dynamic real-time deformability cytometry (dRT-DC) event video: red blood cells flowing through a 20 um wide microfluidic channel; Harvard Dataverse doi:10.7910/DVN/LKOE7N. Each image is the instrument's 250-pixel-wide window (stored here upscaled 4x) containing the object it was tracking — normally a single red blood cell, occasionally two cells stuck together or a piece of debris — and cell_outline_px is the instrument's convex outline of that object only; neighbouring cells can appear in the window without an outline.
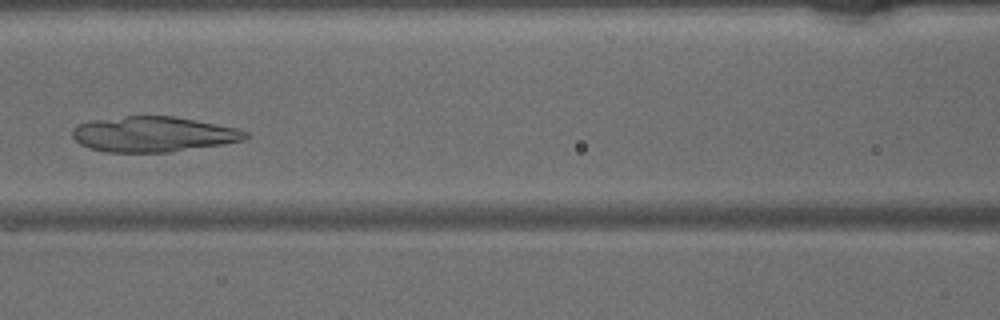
{"species": "common noctule bat (a hibernating species)", "species_latin": "Nyctalus noctula", "temperature_condition": "warm", "stored_images_in_passage": 46, "camera_frame_rate_fps": 3000, "um_per_image_px": 0.085, "animal": {"sex": "male", "body_mass_g": 15.6}, "frame": {"image": 1, "passage_image": 20, "time_ms": 6.333, "image_size_px": [1000, 320], "cell_outline_px": [[252, 136], [244, 140], [224, 144], [172, 152], [108, 152], [88, 148], [80, 144], [72, 136], [72, 128], [76, 124], [88, 120], [124, 116], [172, 116], [216, 124], [236, 128], [248, 132]], "centroid_in_image_um": [13.01, 11.41], "position_along_channel_um": 153.6, "area_um2": 35.95}}
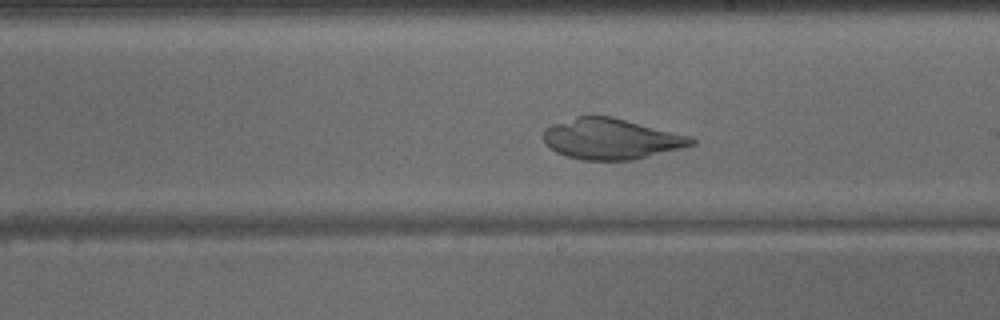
{"frame": {"image": 2, "passage_image": 26, "time_ms": 8.333, "image_size_px": [1000, 320], "cell_outline_px": [[696, 144], [632, 160], [580, 160], [556, 152], [544, 144], [544, 128], [552, 124], [576, 116], [612, 116], [692, 136], [696, 140]], "centroid_in_image_um": [51.94, 11.8], "position_along_channel_um": 237.1, "area_um2": 35.2}}
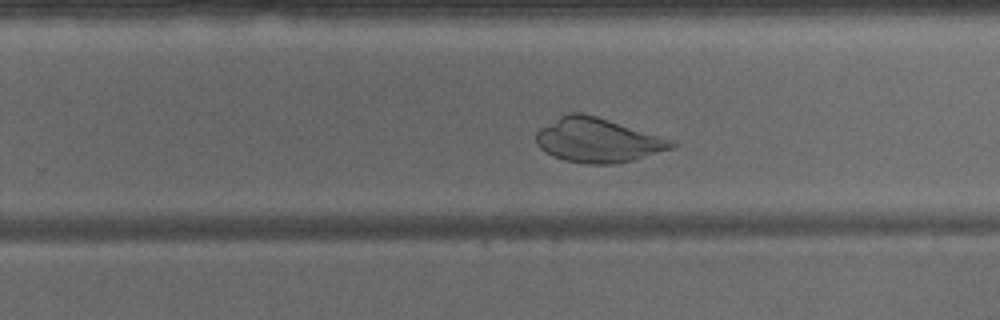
{"frame": {"image": 3, "passage_image": 29, "time_ms": 9.333, "image_size_px": [1000, 320], "cell_outline_px": [[680, 144], [672, 148], [632, 160], [616, 164], [584, 164], [564, 160], [552, 156], [544, 152], [536, 144], [536, 132], [540, 128], [560, 116], [568, 112], [580, 112], [596, 116], [676, 140]], "centroid_in_image_um": [50.81, 11.92], "position_along_channel_um": 279.0, "area_um2": 35.2}}